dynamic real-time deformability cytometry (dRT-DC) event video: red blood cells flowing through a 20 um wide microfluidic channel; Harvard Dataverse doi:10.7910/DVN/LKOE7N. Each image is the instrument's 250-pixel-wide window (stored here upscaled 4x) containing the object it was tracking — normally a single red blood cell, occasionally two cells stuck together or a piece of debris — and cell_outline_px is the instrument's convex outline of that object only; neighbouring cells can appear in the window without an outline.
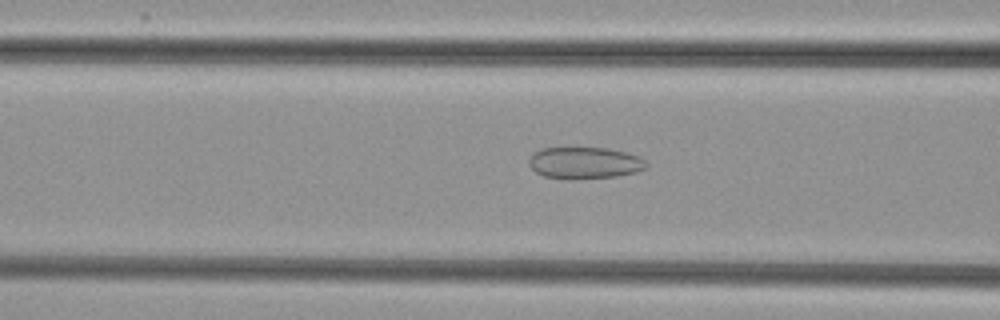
{"species": "common noctule bat (a hibernating species)", "species_latin": "Nyctalus noctula", "temperature_condition": "cold", "stored_images_in_passage": 35, "camera_frame_rate_fps": 3000, "um_per_image_px": 0.085, "animal": {"sex": "female", "body_mass_g": 29.2, "forearm_length_mm": 56.3}, "frame": {"image": 1, "passage_image": 4, "time_ms": 1.0, "image_size_px": [1000, 320], "cell_outline_px": [[648, 164], [644, 168], [636, 172], [616, 176], [576, 180], [568, 180], [544, 176], [536, 172], [528, 164], [528, 160], [536, 152], [544, 148], [608, 148], [640, 156]], "centroid_in_image_um": [49.69, 13.86], "position_along_channel_um": 116.9, "area_um2": 21.73}}
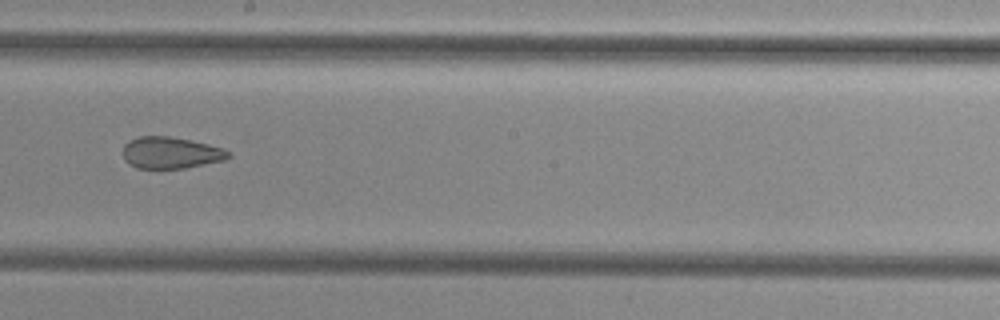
{"frame": {"image": 2, "passage_image": 13, "time_ms": 4.0, "image_size_px": [1000, 320], "cell_outline_px": [[232, 156], [224, 160], [184, 168], [136, 168], [128, 164], [124, 160], [124, 144], [128, 140], [140, 136], [168, 136], [208, 144], [224, 148], [232, 152]], "centroid_in_image_um": [14.52, 12.98], "position_along_channel_um": 233.7, "area_um2": 19.48}}
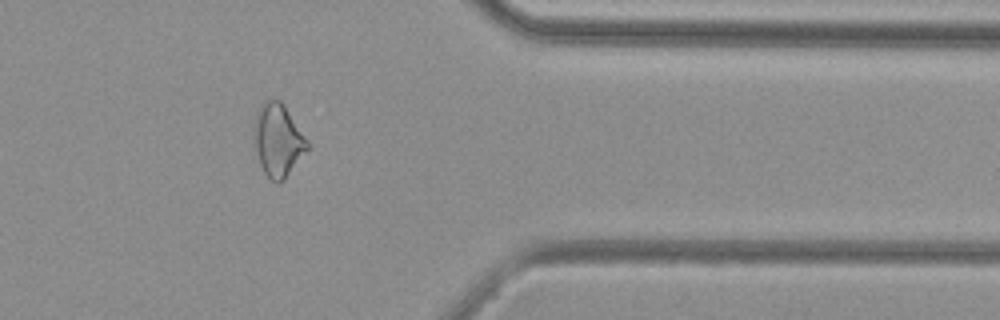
{"frame": {"image": 3, "passage_image": 26, "time_ms": 8.333, "image_size_px": [1000, 320], "cell_outline_px": [[308, 148], [284, 180], [276, 184], [264, 172], [260, 164], [252, 140], [252, 128], [256, 112], [268, 100], [280, 100], [284, 104], [308, 140]], "centroid_in_image_um": [23.59, 11.92], "position_along_channel_um": 387.8, "area_um2": 22.6}}